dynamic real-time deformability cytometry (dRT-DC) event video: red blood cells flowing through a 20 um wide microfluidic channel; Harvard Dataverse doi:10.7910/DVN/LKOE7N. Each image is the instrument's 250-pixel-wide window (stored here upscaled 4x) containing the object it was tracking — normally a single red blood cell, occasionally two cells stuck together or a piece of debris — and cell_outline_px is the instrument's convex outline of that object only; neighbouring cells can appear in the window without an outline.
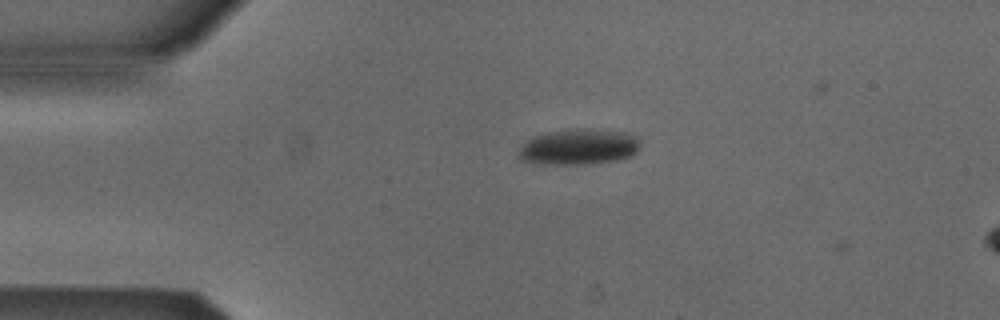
{"species": "Egyptian fruit bat (a non-hibernating species)", "species_latin": "Rousettus aegyptiacus", "temperature_condition": "cold", "stored_images_in_passage": 2, "camera_frame_rate_fps": 3000, "um_per_image_px": 0.085, "animal": {"sex": "male"}, "frame": {"image": 1, "passage_image": 1, "time_ms": 0.0, "image_size_px": [1000, 320], "cell_outline_px": [[640, 148], [632, 156], [620, 160], [584, 164], [532, 164], [520, 160], [516, 156], [516, 152], [528, 140], [536, 136], [548, 132], [580, 128], [584, 128], [624, 132], [636, 136], [640, 140]], "centroid_in_image_um": [49.19, 12.5], "position_along_channel_um": 35.8, "area_um2": 25.66}}